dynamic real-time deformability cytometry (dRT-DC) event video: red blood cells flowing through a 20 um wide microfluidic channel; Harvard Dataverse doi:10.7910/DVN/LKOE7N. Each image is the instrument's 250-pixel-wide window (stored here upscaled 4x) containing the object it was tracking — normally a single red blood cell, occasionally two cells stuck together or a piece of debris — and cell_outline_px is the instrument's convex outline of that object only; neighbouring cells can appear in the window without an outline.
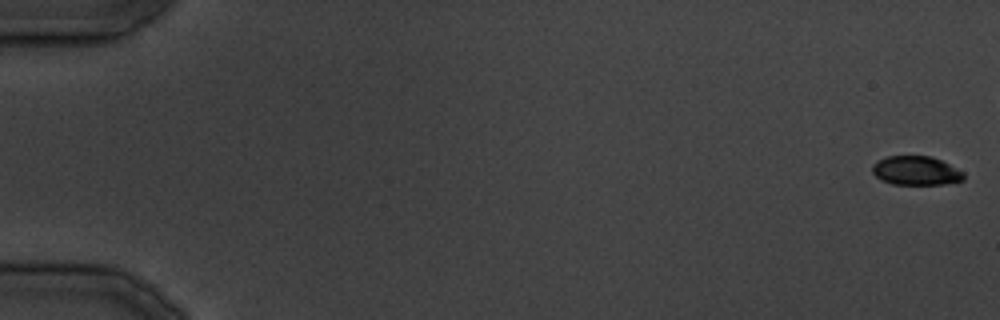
{"species": "common noctule bat (a hibernating species)", "species_latin": "Nyctalus noctula", "temperature_condition": "cold", "stored_images_in_passage": 10, "camera_frame_rate_fps": 3000, "um_per_image_px": 0.085, "animal": {"sex": "male", "body_mass_g": 19.5, "forearm_length_mm": 54.6}, "frame": {"image": 1, "passage_image": 1, "time_ms": 0.0, "image_size_px": [1000, 320], "cell_outline_px": [[964, 180], [944, 184], [892, 184], [880, 180], [872, 172], [872, 164], [876, 160], [888, 156], [932, 156], [964, 172]], "centroid_in_image_um": [77.83, 14.5], "position_along_channel_um": 7.2, "area_um2": 15.49}}